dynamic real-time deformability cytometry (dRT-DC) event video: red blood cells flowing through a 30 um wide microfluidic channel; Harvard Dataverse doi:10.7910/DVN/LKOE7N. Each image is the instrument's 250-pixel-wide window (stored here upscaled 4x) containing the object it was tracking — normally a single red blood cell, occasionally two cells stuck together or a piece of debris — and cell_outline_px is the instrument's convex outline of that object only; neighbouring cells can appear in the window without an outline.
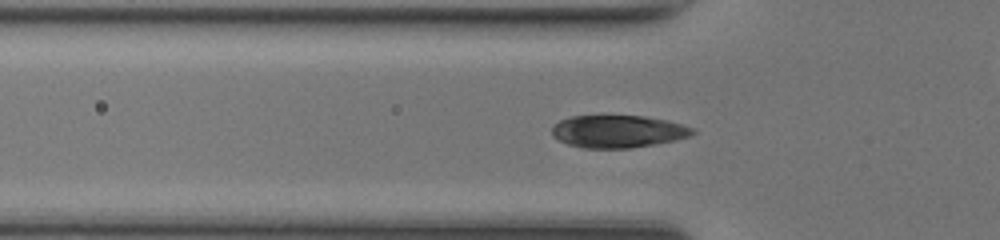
{"species": "common noctule bat (a hibernating species)", "species_latin": "Nyctalus noctula", "temperature_condition": "room temperature", "stored_images_in_passage": 39, "camera_frame_rate_fps": 3000, "um_per_image_px": 0.085, "animal": {"sex": "female", "body_mass_g": 17.0, "forearm_length_mm": 48.0}, "frame": {"image": 1, "passage_image": 6, "time_ms": 1.667, "image_size_px": [1000, 240], "cell_outline_px": [[696, 132], [688, 136], [676, 140], [656, 144], [632, 148], [584, 148], [568, 144], [552, 136], [552, 128], [560, 120], [572, 116], [644, 116], [668, 120], [696, 128]], "centroid_in_image_um": [52.57, 11.17], "position_along_channel_um": 73.2, "area_um2": 26.65}}
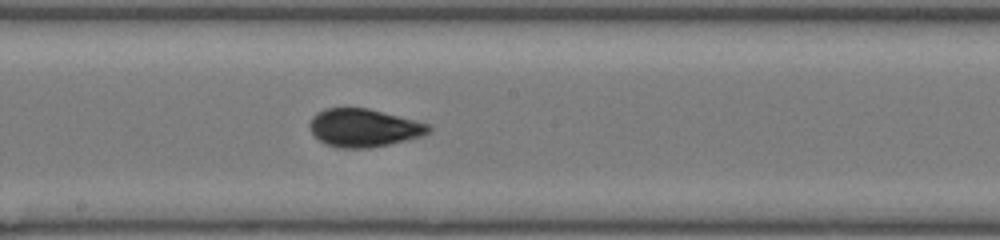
{"frame": {"image": 2, "passage_image": 16, "time_ms": 5.0, "image_size_px": [1000, 240], "cell_outline_px": [[432, 128], [424, 136], [388, 144], [368, 148], [336, 148], [324, 144], [312, 132], [308, 124], [312, 116], [316, 112], [324, 108], [368, 108], [432, 124]], "centroid_in_image_um": [30.93, 10.86], "position_along_channel_um": 217.3, "area_um2": 26.59}}
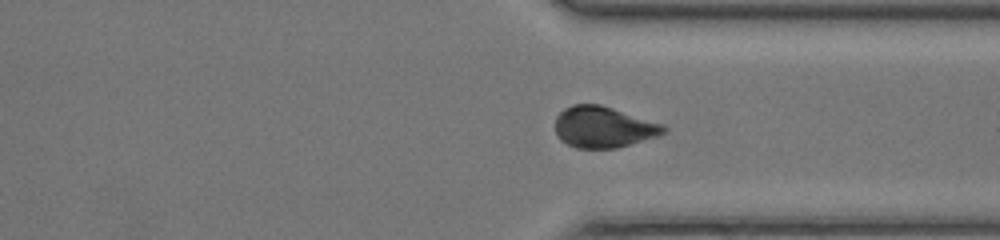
{"frame": {"image": 3, "passage_image": 26, "time_ms": 8.333, "image_size_px": [1000, 240], "cell_outline_px": [[668, 132], [660, 136], [616, 148], [576, 148], [560, 140], [556, 132], [556, 116], [564, 108], [572, 104], [600, 104], [664, 124], [668, 128]], "centroid_in_image_um": [51.33, 10.8], "position_along_channel_um": 360.1, "area_um2": 26.24}, "authors_computed_cell_mechanics": {"area_um2": 26.0678, "velocity_mm_per_s": 4.2922, "shape_relaxation_time_tau1_ms": 4.2814, "shape_relaxation_time_tau2_ms": 0.7953, "deformation_change_tau1": 0.1566, "deformation_change_tau2": 0.0373}}